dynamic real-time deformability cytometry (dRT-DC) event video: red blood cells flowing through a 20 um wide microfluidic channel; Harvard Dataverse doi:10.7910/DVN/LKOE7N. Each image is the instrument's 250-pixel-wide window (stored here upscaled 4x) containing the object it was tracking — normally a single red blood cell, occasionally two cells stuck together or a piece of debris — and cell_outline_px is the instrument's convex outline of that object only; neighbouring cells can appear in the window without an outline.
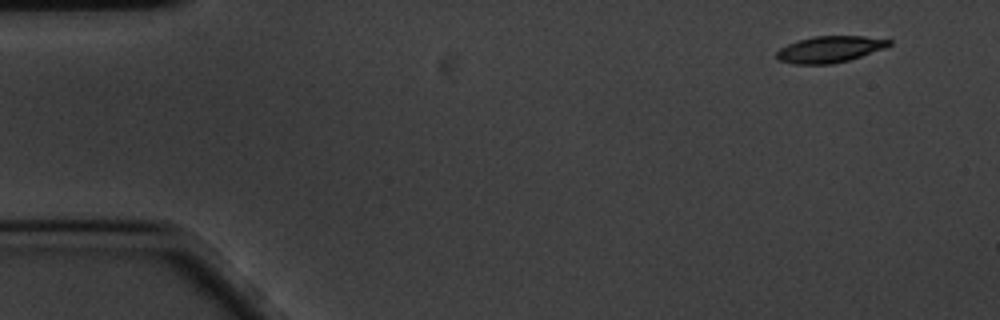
{"species": "common noctule bat (a hibernating species)", "species_latin": "Nyctalus noctula", "temperature_condition": "cold", "stored_images_in_passage": 55, "camera_frame_rate_fps": 3000, "um_per_image_px": 0.085, "animal": {"sex": "male", "body_mass_g": 20.1, "forearm_length_mm": 53.5}, "frame": {"image": 1, "passage_image": 1, "time_ms": 0.0, "image_size_px": [1000, 320], "cell_outline_px": [[892, 44], [884, 48], [848, 60], [832, 64], [792, 64], [780, 60], [776, 56], [776, 52], [780, 48], [796, 40], [816, 36], [864, 36], [892, 40]], "centroid_in_image_um": [70.51, 4.18], "position_along_channel_um": 14.5, "area_um2": 17.22}}
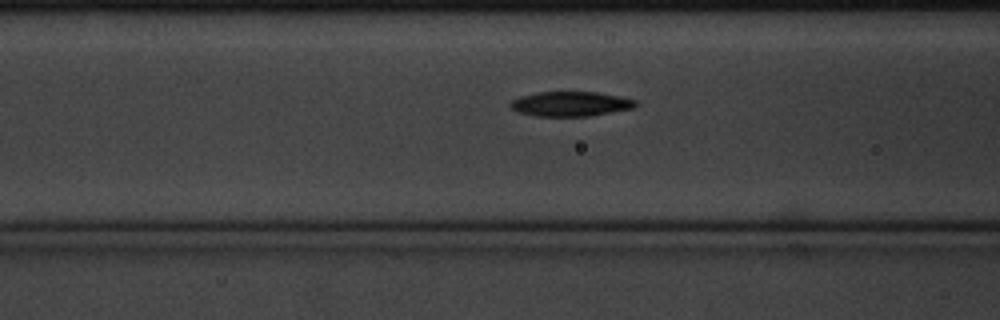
{"frame": {"image": 2, "passage_image": 19, "time_ms": 6.0, "image_size_px": [1000, 320], "cell_outline_px": [[640, 104], [636, 108], [588, 116], [536, 116], [516, 112], [508, 104], [512, 100], [520, 96], [536, 92], [596, 92], [620, 96], [636, 100]], "centroid_in_image_um": [48.52, 8.83], "position_along_channel_um": 118.1, "area_um2": 18.26}}
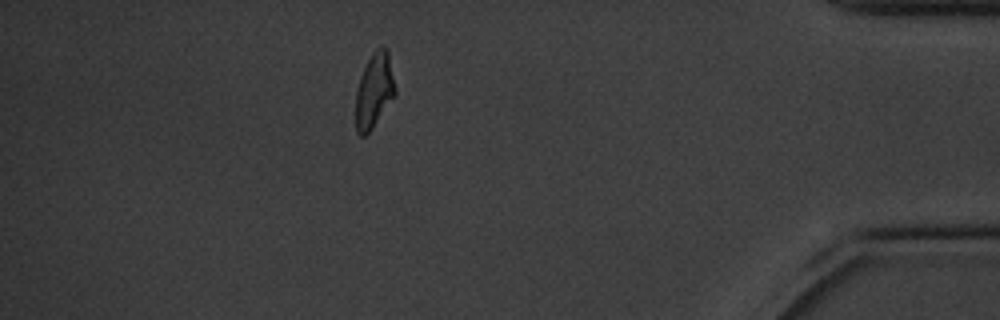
{"frame": {"image": 3, "passage_image": 48, "time_ms": 15.667, "image_size_px": [1000, 320], "cell_outline_px": [[396, 92], [372, 128], [364, 136], [360, 136], [356, 132], [356, 92], [360, 76], [372, 52], [380, 44], [384, 44], [388, 48], [396, 88]], "centroid_in_image_um": [31.81, 7.62], "position_along_channel_um": 403.4, "area_um2": 17.22}, "authors_computed_cell_mechanics": {"area_um2": 17.7446, "velocity_mm_per_s": 3.4299, "shape_relaxation_time_tau1_ms": 4.0797, "shape_relaxation_time_tau2_ms": 5.2462, "deformation_change_tau1": 0.1562, "deformation_change_tau2": 0.1051}}